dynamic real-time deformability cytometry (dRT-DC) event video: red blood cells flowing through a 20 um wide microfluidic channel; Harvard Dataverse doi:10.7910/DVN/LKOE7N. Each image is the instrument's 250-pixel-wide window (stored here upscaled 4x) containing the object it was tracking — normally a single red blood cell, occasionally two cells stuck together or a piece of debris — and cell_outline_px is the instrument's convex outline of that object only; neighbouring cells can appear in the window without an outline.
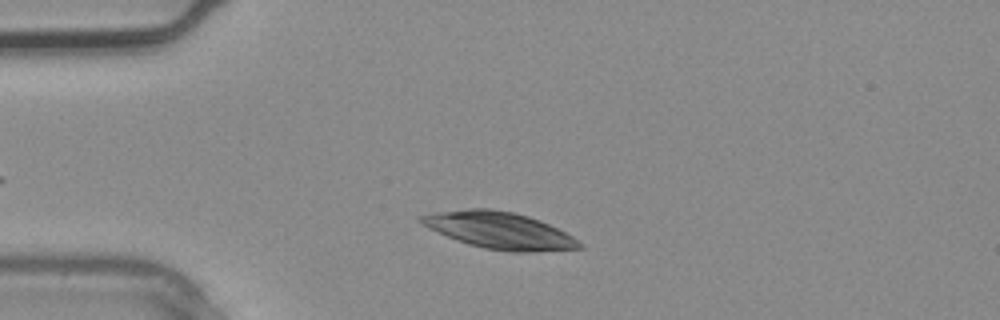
{"species": "common noctule bat (a hibernating species)", "species_latin": "Nyctalus noctula", "temperature_condition": "warm", "stored_images_in_passage": 1, "camera_frame_rate_fps": 3000, "um_per_image_px": 0.085, "animal": {"sex": "male", "body_mass_g": 20.4}, "frame": {"image": 1, "passage_image": 1, "time_ms": 0.0, "image_size_px": [1000, 320], "cell_outline_px": [[584, 248], [532, 252], [508, 252], [484, 248], [468, 244], [428, 228], [416, 220], [416, 216], [432, 212], [468, 208], [492, 208], [516, 212], [540, 220], [572, 236], [584, 244]], "centroid_in_image_um": [42.42, 19.57], "position_along_channel_um": 42.6, "area_um2": 34.22}}